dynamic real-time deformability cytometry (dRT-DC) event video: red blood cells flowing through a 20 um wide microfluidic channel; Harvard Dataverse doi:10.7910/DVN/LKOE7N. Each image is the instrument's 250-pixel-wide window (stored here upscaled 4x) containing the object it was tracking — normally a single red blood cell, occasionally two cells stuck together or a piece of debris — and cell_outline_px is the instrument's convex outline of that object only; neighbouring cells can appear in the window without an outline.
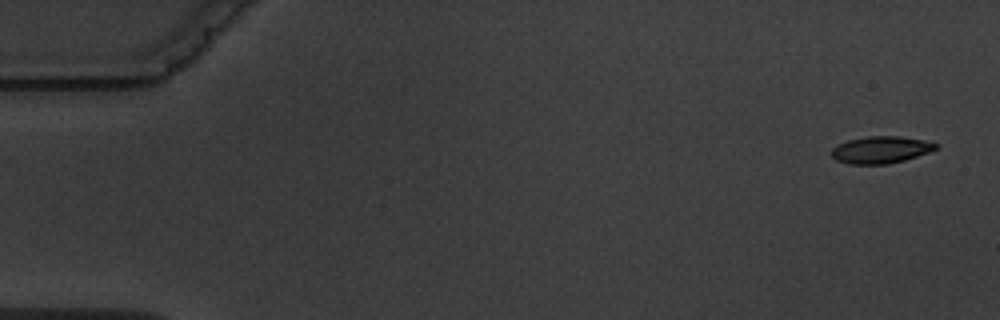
{"species": "common noctule bat (a hibernating species)", "species_latin": "Nyctalus noctula", "temperature_condition": "warm", "stored_images_in_passage": 4, "camera_frame_rate_fps": 3000, "um_per_image_px": 0.085, "animal": {"sex": "male", "body_mass_g": 19.5, "forearm_length_mm": 54.6}, "frame": {"image": 1, "passage_image": 1, "time_ms": 0.0, "image_size_px": [1000, 320], "cell_outline_px": [[940, 144], [936, 148], [928, 152], [904, 160], [888, 164], [848, 164], [836, 160], [828, 152], [836, 144], [848, 140], [868, 136], [900, 136], [924, 140]], "centroid_in_image_um": [74.81, 12.73], "position_along_channel_um": 10.2, "area_um2": 16.53}}
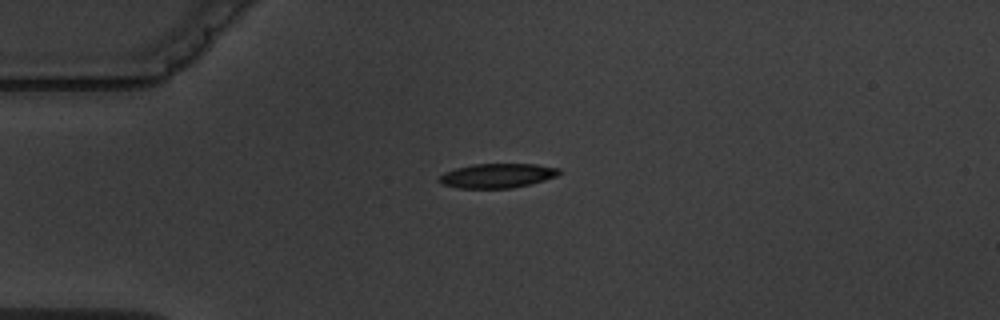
{"frame": {"image": 2, "passage_image": 4, "time_ms": 4.0, "image_size_px": [1000, 320], "cell_outline_px": [[560, 172], [556, 176], [544, 180], [512, 188], [456, 188], [440, 184], [436, 180], [444, 172], [456, 168], [472, 164], [536, 164], [560, 168]], "centroid_in_image_um": [42.21, 14.93], "position_along_channel_um": 42.8, "area_um2": 17.11}}